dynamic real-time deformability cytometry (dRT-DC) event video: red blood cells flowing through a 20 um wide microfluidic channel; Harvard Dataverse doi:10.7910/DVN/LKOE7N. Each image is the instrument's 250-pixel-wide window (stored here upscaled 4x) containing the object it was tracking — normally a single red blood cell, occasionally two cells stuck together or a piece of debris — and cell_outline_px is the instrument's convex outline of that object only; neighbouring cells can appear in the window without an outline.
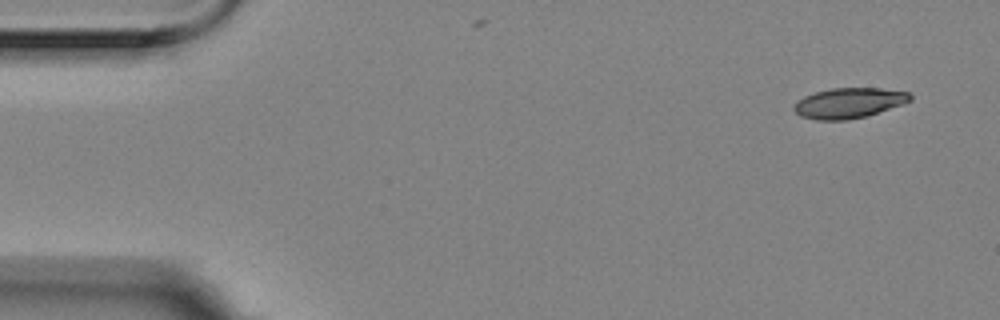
{"species": "Egyptian fruit bat (a non-hibernating species)", "species_latin": "Rousettus aegyptiacus", "temperature_condition": "room temperature", "stored_images_in_passage": 6, "camera_frame_rate_fps": 3000, "um_per_image_px": 0.085, "animal": {"sex": "female"}, "frame": {"image": 1, "passage_image": 1, "time_ms": 0.0, "image_size_px": [1000, 320], "cell_outline_px": [[912, 100], [868, 116], [848, 120], [816, 120], [800, 116], [792, 108], [804, 96], [816, 92], [832, 88], [880, 88], [908, 92], [912, 96]], "centroid_in_image_um": [72.16, 8.76], "position_along_channel_um": 12.8, "area_um2": 20.4}}
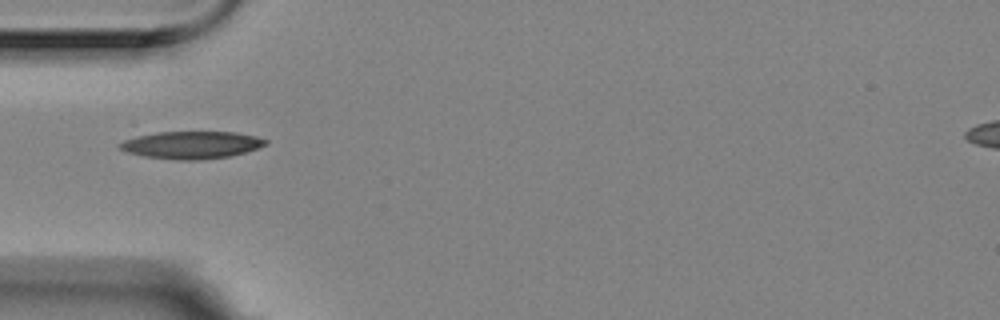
{"frame": {"image": 2, "passage_image": 5, "time_ms": 1.333, "image_size_px": [1000, 320], "cell_outline_px": [[268, 144], [244, 152], [228, 156], [200, 160], [176, 160], [144, 156], [128, 152], [120, 148], [116, 144], [140, 132], [236, 132], [256, 136], [268, 140]], "centroid_in_image_um": [16.2, 12.3], "position_along_channel_um": 68.8, "area_um2": 23.58}}